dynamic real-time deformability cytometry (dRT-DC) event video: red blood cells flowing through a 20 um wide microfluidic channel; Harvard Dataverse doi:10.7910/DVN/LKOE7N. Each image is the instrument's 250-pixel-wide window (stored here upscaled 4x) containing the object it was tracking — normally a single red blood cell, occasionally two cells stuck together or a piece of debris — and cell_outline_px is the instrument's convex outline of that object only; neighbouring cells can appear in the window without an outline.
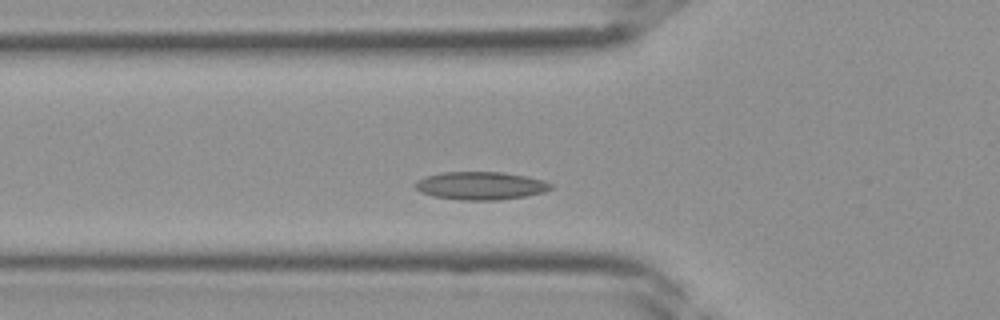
{"species": "Egyptian fruit bat (a non-hibernating species)", "species_latin": "Rousettus aegyptiacus", "temperature_condition": "room temperature", "stored_images_in_passage": 33, "camera_frame_rate_fps": 3000, "um_per_image_px": 0.085, "frame": {"image": 1, "passage_image": 7, "time_ms": 2.0, "image_size_px": [1000, 320], "cell_outline_px": [[552, 188], [544, 192], [524, 196], [496, 200], [460, 200], [432, 196], [420, 192], [412, 184], [416, 180], [424, 176], [440, 172], [500, 172], [528, 176], [544, 180], [552, 184]], "centroid_in_image_um": [40.81, 15.78], "position_along_channel_um": 85.0, "area_um2": 22.31}}
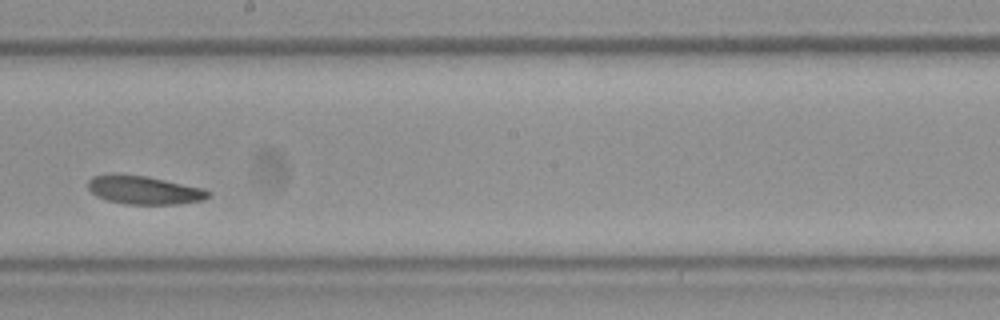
{"frame": {"image": 2, "passage_image": 16, "time_ms": 5.0, "image_size_px": [1000, 320], "cell_outline_px": [[212, 192], [204, 200], [180, 204], [128, 204], [108, 200], [96, 196], [88, 188], [88, 180], [92, 176], [108, 172], [112, 172], [148, 176], [204, 188]], "centroid_in_image_um": [12.23, 16.12], "position_along_channel_um": 236.0, "area_um2": 20.35}}
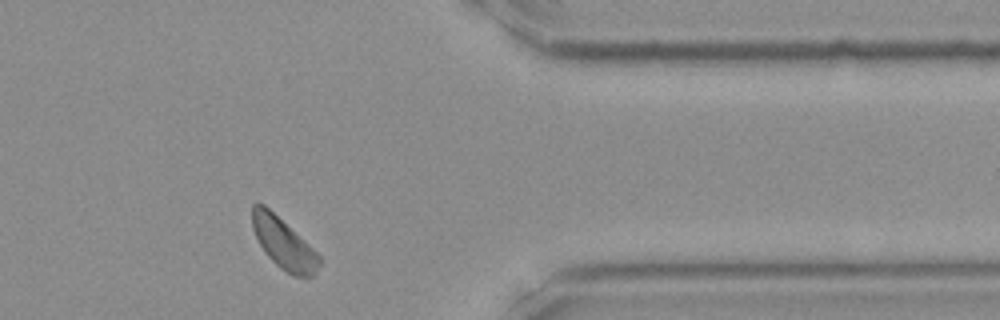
{"frame": {"image": 3, "passage_image": 26, "time_ms": 8.333, "image_size_px": [1000, 320], "cell_outline_px": [[320, 264], [316, 272], [312, 276], [292, 276], [280, 268], [268, 256], [260, 244], [252, 228], [252, 204], [256, 200], [264, 204], [304, 240], [320, 256]], "centroid_in_image_um": [24.08, 20.67], "position_along_channel_um": 387.3, "area_um2": 19.59}}